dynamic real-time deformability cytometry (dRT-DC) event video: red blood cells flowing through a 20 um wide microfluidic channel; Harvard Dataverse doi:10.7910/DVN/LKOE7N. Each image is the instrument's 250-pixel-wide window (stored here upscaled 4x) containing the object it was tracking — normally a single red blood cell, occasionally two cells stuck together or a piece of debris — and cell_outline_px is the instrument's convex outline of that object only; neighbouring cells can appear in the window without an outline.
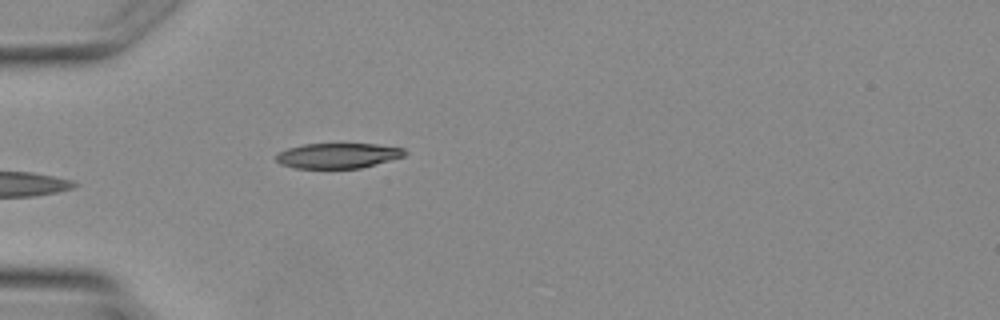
{"species": "Egyptian fruit bat (a non-hibernating species)", "species_latin": "Rousettus aegyptiacus", "temperature_condition": "warm", "stored_images_in_passage": 4, "camera_frame_rate_fps": 3000, "um_per_image_px": 0.085, "animal": {"sex": "female"}, "frame": {"image": 1, "passage_image": 4, "time_ms": 3.333, "image_size_px": [1000, 320], "cell_outline_px": [[408, 152], [404, 156], [360, 168], [296, 168], [280, 164], [276, 160], [276, 152], [288, 148], [304, 144], [376, 144], [404, 148]], "centroid_in_image_um": [28.7, 13.22], "position_along_channel_um": 56.3, "area_um2": 18.84}}